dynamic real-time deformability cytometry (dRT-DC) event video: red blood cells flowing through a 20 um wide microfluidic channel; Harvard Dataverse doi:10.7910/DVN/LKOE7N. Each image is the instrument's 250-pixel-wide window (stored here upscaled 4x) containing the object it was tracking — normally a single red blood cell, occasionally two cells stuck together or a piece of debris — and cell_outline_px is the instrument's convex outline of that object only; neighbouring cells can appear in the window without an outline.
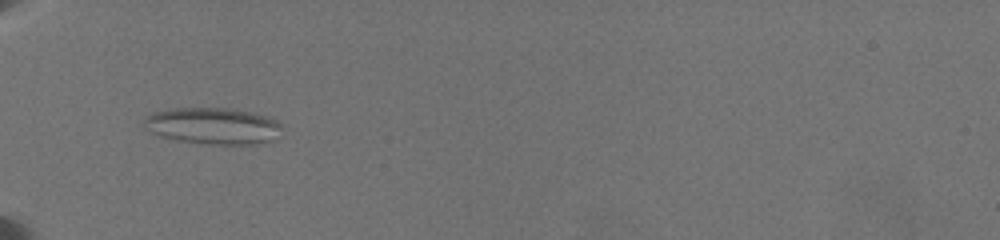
{"species": "common noctule bat (a hibernating species)", "species_latin": "Nyctalus noctula", "temperature_condition": "warm", "stored_images_in_passage": 23, "camera_frame_rate_fps": 3000, "um_per_image_px": 0.085, "animal": {"sex": "female", "body_mass_g": 19.5, "forearm_length_mm": 54.1}, "frame": {"image": 1, "passage_image": 6, "time_ms": 4.667, "image_size_px": [1000, 240], "cell_outline_px": [[284, 124], [272, 140], [252, 144], [208, 144], [176, 140], [160, 136], [144, 128], [144, 116], [152, 112], [176, 108], [236, 108], [268, 116]], "centroid_in_image_um": [18.09, 10.68], "position_along_channel_um": 66.9, "area_um2": 29.54}}
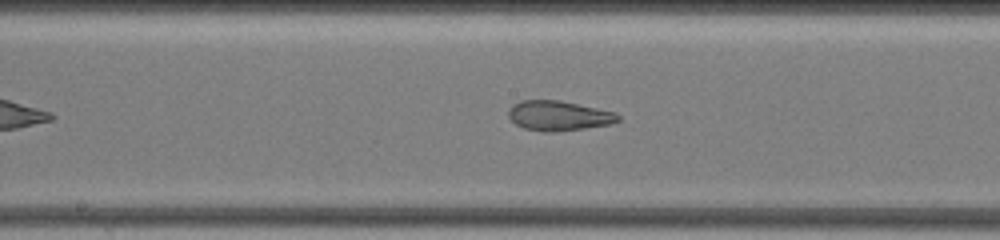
{"frame": {"image": 2, "passage_image": 11, "time_ms": 8.667, "image_size_px": [1000, 240], "cell_outline_px": [[620, 120], [612, 124], [556, 132], [544, 132], [524, 128], [516, 124], [508, 116], [508, 112], [512, 104], [520, 100], [560, 100], [616, 112], [620, 116]], "centroid_in_image_um": [47.49, 9.83], "position_along_channel_um": 200.7, "area_um2": 19.19}}
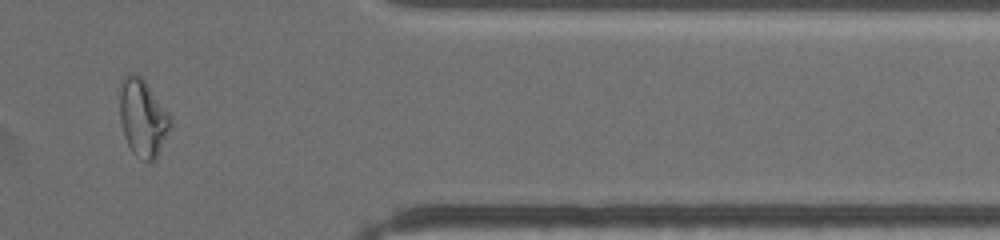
{"frame": {"image": 3, "passage_image": 20, "time_ms": 14.667, "image_size_px": [1000, 240], "cell_outline_px": [[172, 124], [160, 152], [156, 160], [140, 160], [132, 152], [124, 136], [120, 120], [120, 80], [128, 72], [136, 72], [144, 80], [172, 120]], "centroid_in_image_um": [12.11, 10.02], "position_along_channel_um": 399.3, "area_um2": 22.83}, "authors_computed_cell_mechanics": {"area_um2": 22.831, "velocity_mm_per_s": 3.5593, "shape_relaxation_time_tau1_ms": null, "shape_relaxation_time_tau2_ms": 1.3835, "deformation_change_tau1": null, "deformation_change_tau2": 0.09}}